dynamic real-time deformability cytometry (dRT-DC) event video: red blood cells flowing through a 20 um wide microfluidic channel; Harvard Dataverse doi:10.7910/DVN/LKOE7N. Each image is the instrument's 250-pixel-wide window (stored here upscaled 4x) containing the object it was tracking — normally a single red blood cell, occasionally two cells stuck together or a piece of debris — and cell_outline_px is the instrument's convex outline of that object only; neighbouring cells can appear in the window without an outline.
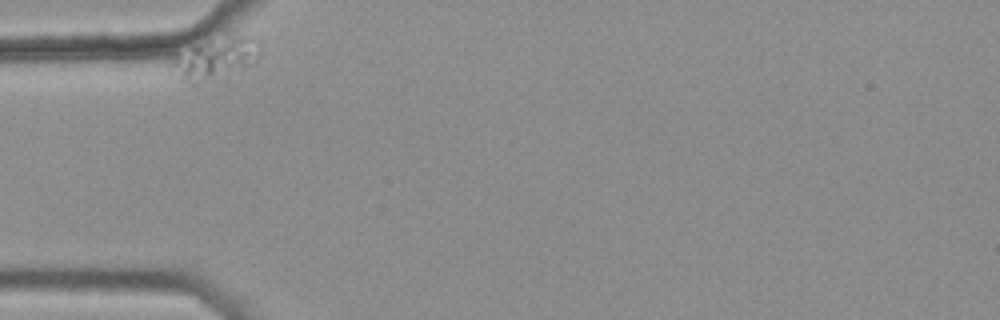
{"species": "common noctule bat (a hibernating species)", "species_latin": "Nyctalus noctula", "temperature_condition": "warm", "stored_images_in_passage": 39, "camera_frame_rate_fps": 3000, "um_per_image_px": 0.085, "animal": {"sex": "female", "body_mass_g": 25.1}, "frame": {"image": 1, "passage_image": 1, "time_ms": 0.0, "image_size_px": [1000, 320], "cell_outline_px": [[260, 52], [256, 60], [252, 64], [196, 84], [192, 84], [180, 76], [172, 64], [172, 60], [176, 56], [192, 48], [236, 36], [252, 36], [256, 40], [260, 48]], "centroid_in_image_um": [18.4, 4.99], "position_along_channel_um": 66.6, "area_um2": 19.19}}
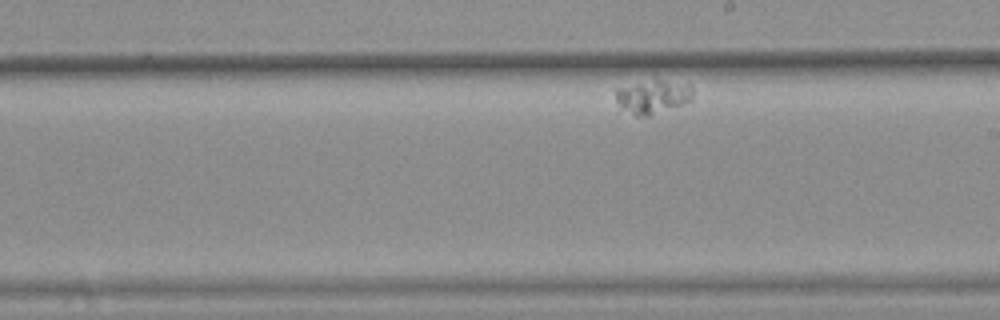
{"frame": {"image": 2, "passage_image": 23, "time_ms": 7.333, "image_size_px": [1000, 320], "cell_outline_px": [[692, 100], [648, 116], [636, 116], [620, 108], [616, 100], [616, 88], [656, 80], [660, 80], [692, 84]], "centroid_in_image_um": [55.49, 8.23], "position_along_channel_um": 233.5, "area_um2": 14.8}}
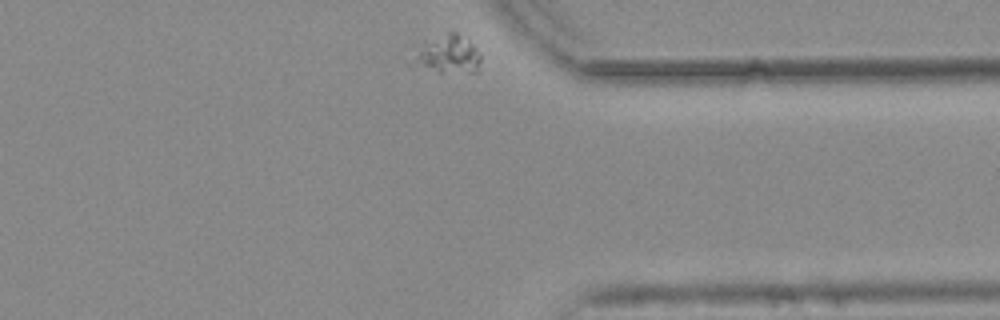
{"frame": {"image": 3, "passage_image": 39, "time_ms": 12.667, "image_size_px": [1000, 320], "cell_outline_px": [[480, 72], [440, 72], [404, 64], [404, 60], [448, 32], [456, 32], [468, 40], [480, 56]], "centroid_in_image_um": [38.02, 4.72], "position_along_channel_um": 373.4, "area_um2": 14.74}}